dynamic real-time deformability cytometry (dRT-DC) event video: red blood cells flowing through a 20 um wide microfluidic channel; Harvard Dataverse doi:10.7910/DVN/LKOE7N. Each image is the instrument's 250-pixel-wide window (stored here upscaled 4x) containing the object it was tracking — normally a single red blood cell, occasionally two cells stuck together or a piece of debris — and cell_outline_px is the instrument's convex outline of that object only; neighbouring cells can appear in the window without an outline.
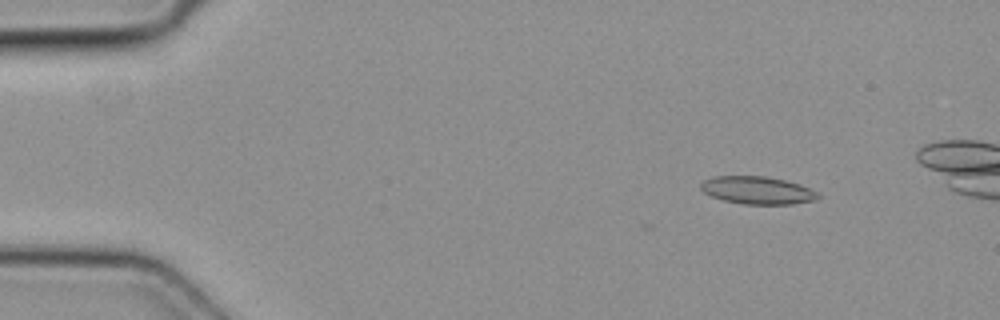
{"species": "common noctule bat (a hibernating species)", "species_latin": "Nyctalus noctula", "temperature_condition": "cold", "stored_images_in_passage": 5, "camera_frame_rate_fps": 3000, "um_per_image_px": 0.085, "animal": {"sex": "female", "body_mass_g": 19.3, "forearm_length_mm": 54.1}, "frame": {"image": 1, "passage_image": 1, "time_ms": 0.0, "image_size_px": [1000, 320], "cell_outline_px": [[820, 196], [816, 200], [792, 204], [744, 204], [724, 200], [712, 196], [704, 192], [700, 188], [700, 184], [704, 180], [712, 176], [764, 176], [784, 180], [800, 184], [816, 192]], "centroid_in_image_um": [64.36, 16.17], "position_along_channel_um": 20.6, "area_um2": 18.79}}